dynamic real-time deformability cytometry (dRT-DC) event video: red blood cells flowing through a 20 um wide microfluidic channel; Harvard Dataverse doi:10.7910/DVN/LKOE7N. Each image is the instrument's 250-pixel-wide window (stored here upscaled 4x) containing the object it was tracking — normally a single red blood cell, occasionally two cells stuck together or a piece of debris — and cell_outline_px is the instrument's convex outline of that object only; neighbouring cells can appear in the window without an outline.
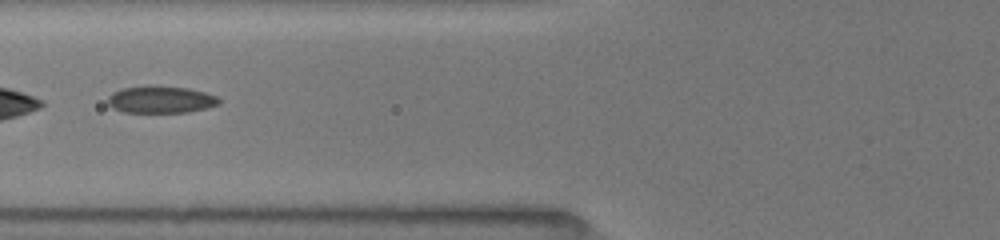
{"species": "common noctule bat (a hibernating species)", "species_latin": "Nyctalus noctula", "temperature_condition": "room temperature", "stored_images_in_passage": 51, "camera_frame_rate_fps": 3000, "um_per_image_px": 0.085, "animal": {"sex": "female", "body_mass_g": 19.5, "forearm_length_mm": 54.1}, "frame": {"image": 1, "passage_image": 22, "time_ms": 7.0, "image_size_px": [1000, 240], "cell_outline_px": [[220, 104], [188, 112], [124, 112], [112, 108], [108, 104], [108, 96], [112, 92], [124, 88], [148, 84], [188, 88], [204, 92], [216, 96], [220, 100]], "centroid_in_image_um": [13.63, 8.44], "position_along_channel_um": 112.2, "area_um2": 17.69}}
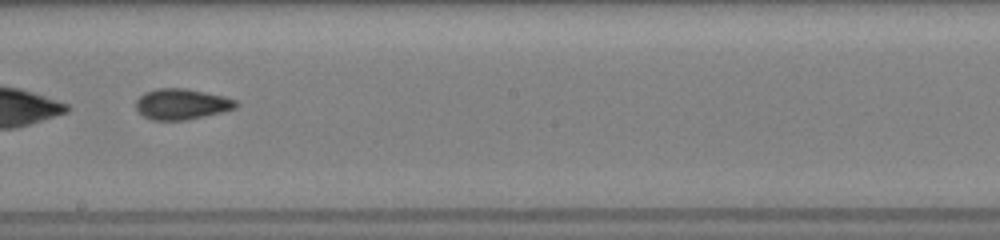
{"frame": {"image": 2, "passage_image": 31, "time_ms": 10.0, "image_size_px": [1000, 240], "cell_outline_px": [[240, 104], [236, 108], [188, 120], [152, 120], [144, 116], [136, 108], [136, 100], [144, 92], [156, 88], [188, 88], [224, 96], [236, 100]], "centroid_in_image_um": [15.45, 8.84], "position_along_channel_um": 232.7, "area_um2": 18.03}}
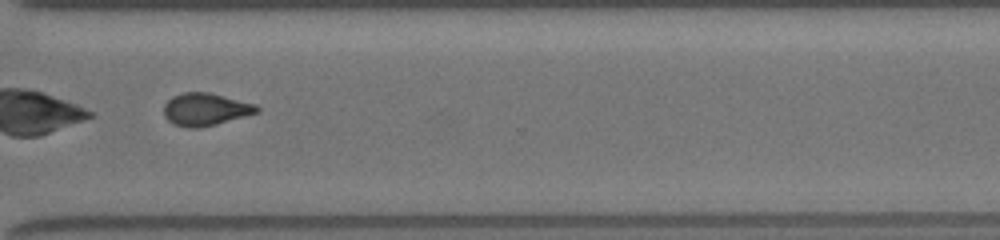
{"frame": {"image": 3, "passage_image": 40, "time_ms": 13.0, "image_size_px": [1000, 240], "cell_outline_px": [[260, 112], [216, 124], [196, 128], [188, 128], [172, 124], [164, 116], [164, 104], [172, 96], [184, 92], [208, 92], [256, 104], [260, 108]], "centroid_in_image_um": [17.46, 9.29], "position_along_channel_um": 353.1, "area_um2": 17.69}, "authors_computed_cell_mechanics": {"area_um2": 18.785, "velocity_mm_per_s": 4.0221, "shape_relaxation_time_tau1_ms": 8.4488, "shape_relaxation_time_tau2_ms": 2.0211, "deformation_change_tau1": 0.1739, "deformation_change_tau2": 0.0817}}